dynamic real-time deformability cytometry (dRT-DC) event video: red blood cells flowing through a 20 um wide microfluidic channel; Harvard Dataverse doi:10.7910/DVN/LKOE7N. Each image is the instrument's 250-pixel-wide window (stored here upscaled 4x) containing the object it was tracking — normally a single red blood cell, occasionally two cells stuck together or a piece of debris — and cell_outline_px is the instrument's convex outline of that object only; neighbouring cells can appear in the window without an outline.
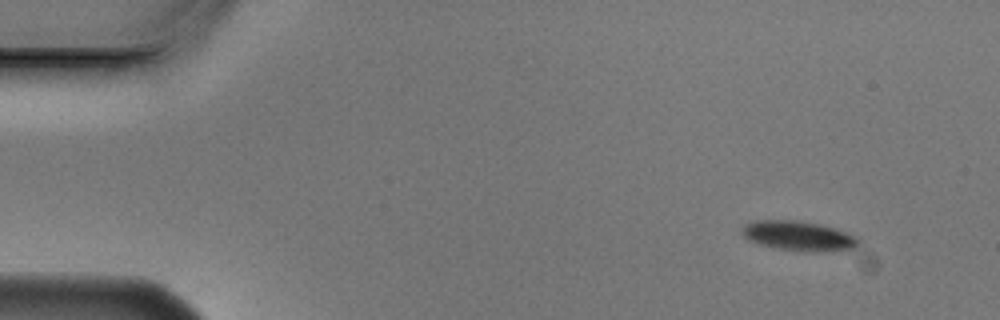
{"species": "Egyptian fruit bat (a non-hibernating species)", "species_latin": "Rousettus aegyptiacus", "temperature_condition": "cold", "stored_images_in_passage": 4, "camera_frame_rate_fps": 3000, "um_per_image_px": 0.085, "animal": {"sex": "male"}, "frame": {"image": 1, "passage_image": 1, "time_ms": 0.0, "image_size_px": [1000, 320], "cell_outline_px": [[860, 244], [852, 248], [780, 248], [760, 244], [748, 240], [740, 232], [740, 228], [744, 224], [756, 220], [800, 220], [820, 224], [836, 228], [860, 240]], "centroid_in_image_um": [67.73, 19.96], "position_along_channel_um": 17.3, "area_um2": 18.9}}
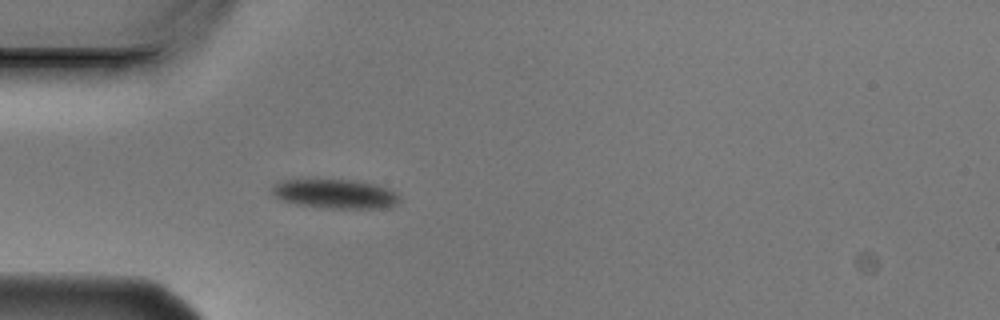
{"frame": {"image": 2, "passage_image": 4, "time_ms": 1.0, "image_size_px": [1000, 320], "cell_outline_px": [[400, 200], [396, 204], [384, 208], [328, 208], [296, 204], [284, 200], [276, 196], [272, 192], [272, 188], [280, 180], [312, 176], [356, 180], [376, 184], [388, 188], [396, 192], [400, 196]], "centroid_in_image_um": [28.47, 16.41], "position_along_channel_um": 56.5, "area_um2": 22.66}}